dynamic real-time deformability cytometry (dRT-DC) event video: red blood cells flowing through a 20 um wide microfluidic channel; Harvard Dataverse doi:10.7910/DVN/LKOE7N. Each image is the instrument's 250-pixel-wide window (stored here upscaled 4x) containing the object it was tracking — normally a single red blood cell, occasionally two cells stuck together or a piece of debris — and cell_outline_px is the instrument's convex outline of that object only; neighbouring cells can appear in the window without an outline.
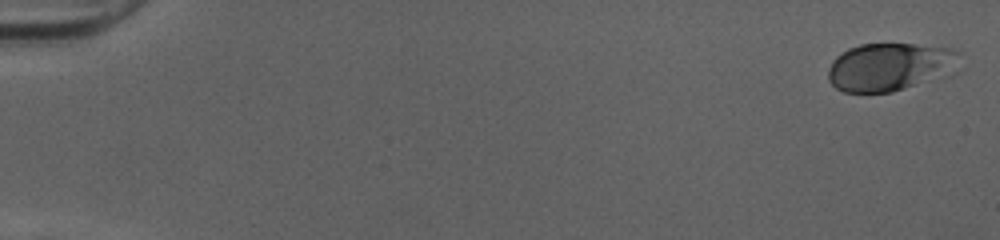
{"species": "human", "species_latin": "Homo sapiens", "temperature_condition": "cold", "stored_images_in_passage": 51, "camera_frame_rate_fps": 3000, "um_per_image_px": 0.085, "donor": {"sex": "female"}, "frame": {"image": 1, "passage_image": 1, "time_ms": 0.0, "image_size_px": [1000, 240], "cell_outline_px": [[956, 52], [952, 76], [892, 92], [844, 92], [836, 88], [828, 80], [828, 68], [832, 60], [836, 56], [848, 48], [860, 44], [912, 44], [948, 48]], "centroid_in_image_um": [75.6, 5.71], "position_along_channel_um": 9.4, "area_um2": 36.82}}
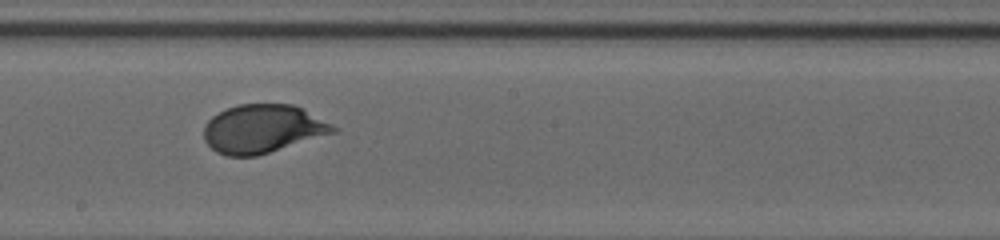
{"frame": {"image": 2, "passage_image": 30, "time_ms": 9.667, "image_size_px": [1000, 240], "cell_outline_px": [[340, 132], [256, 156], [228, 156], [216, 152], [204, 140], [204, 124], [212, 116], [228, 108], [240, 104], [292, 104], [332, 124]], "centroid_in_image_um": [22.34, 10.96], "position_along_channel_um": 225.9, "area_um2": 36.47}}
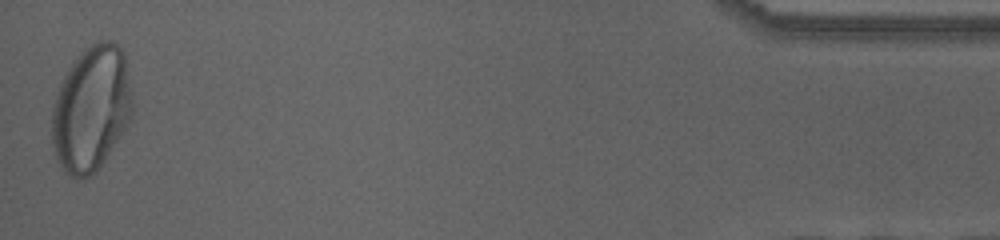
{"frame": {"image": 3, "passage_image": 51, "time_ms": 16.667, "image_size_px": [1000, 240], "cell_outline_px": [[132, 120], [96, 172], [88, 176], [68, 176], [60, 164], [56, 156], [52, 144], [52, 108], [60, 84], [68, 68], [84, 48], [100, 40], [112, 40], [124, 52], [132, 92]], "centroid_in_image_um": [7.78, 9.22], "position_along_channel_um": 427.4, "area_um2": 58.9}, "authors_computed_cell_mechanics": {"area_um2": 36.8186, "velocity_mm_per_s": 4.0093, "shape_relaxation_time_tau1_ms": 4.5919, "shape_relaxation_time_tau2_ms": null, "deformation_change_tau1": 0.1865, "deformation_change_tau2": null}}